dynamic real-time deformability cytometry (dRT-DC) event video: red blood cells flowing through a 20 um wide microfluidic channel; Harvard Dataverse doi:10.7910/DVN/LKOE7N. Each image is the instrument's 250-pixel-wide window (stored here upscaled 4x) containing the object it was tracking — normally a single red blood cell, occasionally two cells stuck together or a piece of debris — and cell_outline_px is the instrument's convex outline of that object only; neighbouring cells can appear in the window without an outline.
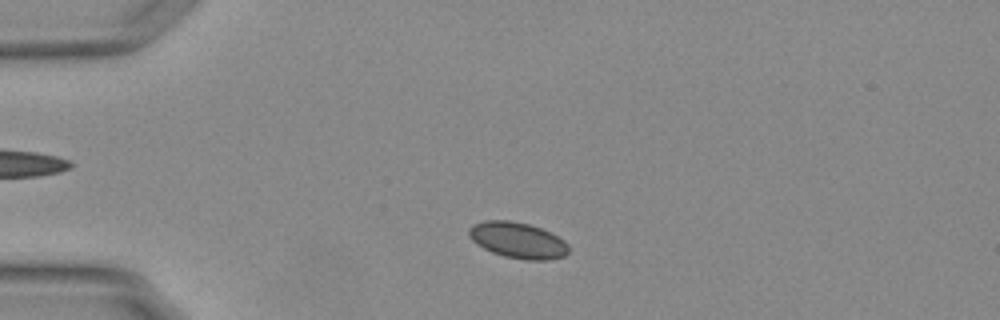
{"species": "Egyptian fruit bat (a non-hibernating species)", "species_latin": "Rousettus aegyptiacus", "temperature_condition": "warm", "stored_images_in_passage": 50, "camera_frame_rate_fps": 3000, "um_per_image_px": 0.085, "animal": {"sex": "female"}, "frame": {"image": 1, "passage_image": 8, "time_ms": 2.333, "image_size_px": [1000, 320], "cell_outline_px": [[568, 252], [564, 256], [548, 260], [524, 260], [504, 256], [492, 252], [476, 244], [468, 236], [468, 228], [472, 224], [484, 220], [508, 220], [528, 224], [540, 228], [564, 240], [568, 244]], "centroid_in_image_um": [43.97, 20.42], "position_along_channel_um": 41.0, "area_um2": 20.92}}
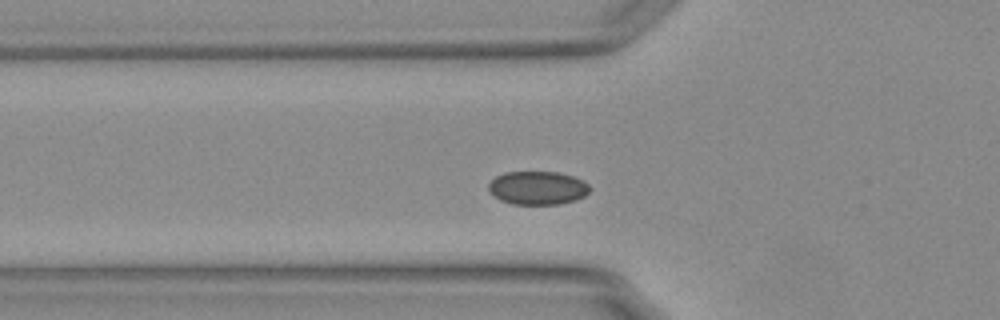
{"frame": {"image": 2, "passage_image": 14, "time_ms": 4.333, "image_size_px": [1000, 320], "cell_outline_px": [[592, 188], [584, 196], [576, 200], [560, 204], [512, 204], [500, 200], [488, 188], [488, 184], [496, 176], [504, 172], [556, 172], [572, 176], [584, 180]], "centroid_in_image_um": [45.73, 15.97], "position_along_channel_um": 80.1, "area_um2": 19.71}, "authors_computed_cell_mechanics": {"area_um2": 20.2878, "velocity_mm_per_s": 3.6813, "shape_relaxation_time_tau1_ms": null, "shape_relaxation_time_tau2_ms": 4.6359, "deformation_change_tau1": null, "deformation_change_tau2": 0.0556}}